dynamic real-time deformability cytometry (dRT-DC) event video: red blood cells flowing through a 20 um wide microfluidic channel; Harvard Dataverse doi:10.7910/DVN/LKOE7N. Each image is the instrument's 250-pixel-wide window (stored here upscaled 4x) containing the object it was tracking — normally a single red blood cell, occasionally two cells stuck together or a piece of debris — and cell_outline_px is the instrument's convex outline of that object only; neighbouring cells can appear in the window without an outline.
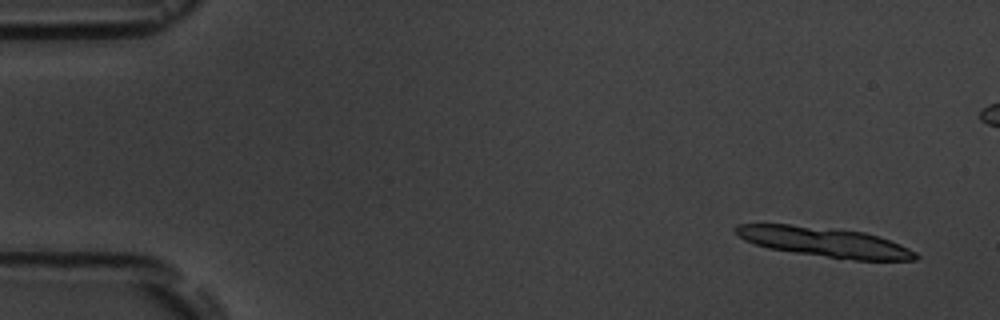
{"species": "common noctule bat (a hibernating species)", "species_latin": "Nyctalus noctula", "temperature_condition": "room temperature", "stored_images_in_passage": 6, "camera_frame_rate_fps": 3000, "um_per_image_px": 0.085, "animal": {"sex": "male", "body_mass_g": 19.5, "forearm_length_mm": 54.6}, "frame": {"image": 1, "passage_image": 1, "time_ms": 0.0, "image_size_px": [1000, 320], "cell_outline_px": [[920, 256], [916, 260], [856, 260], [796, 252], [768, 248], [744, 240], [732, 228], [736, 224], [788, 224], [864, 232], [880, 236], [900, 244], [916, 252]], "centroid_in_image_um": [70.11, 20.57], "position_along_channel_um": 14.9, "area_um2": 30.69}}